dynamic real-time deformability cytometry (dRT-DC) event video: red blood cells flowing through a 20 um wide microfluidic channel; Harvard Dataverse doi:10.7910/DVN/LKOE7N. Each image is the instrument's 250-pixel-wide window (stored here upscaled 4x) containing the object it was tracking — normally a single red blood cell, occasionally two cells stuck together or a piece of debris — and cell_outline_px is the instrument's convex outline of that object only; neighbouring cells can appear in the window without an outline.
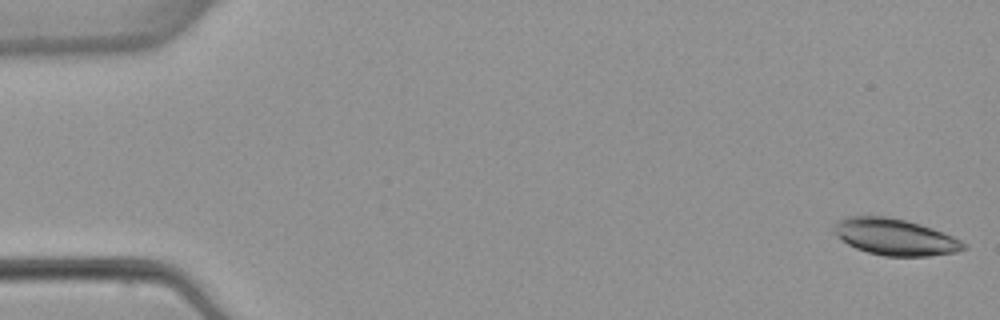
{"species": "common noctule bat (a hibernating species)", "species_latin": "Nyctalus noctula", "temperature_condition": "warm", "stored_images_in_passage": 5, "camera_frame_rate_fps": 3000, "um_per_image_px": 0.085, "animal": {"sex": "female", "body_mass_g": 22.7, "forearm_length_mm": 54.2}, "frame": {"image": 1, "passage_image": 1, "time_ms": 0.0, "image_size_px": [1000, 320], "cell_outline_px": [[968, 248], [956, 252], [928, 256], [884, 256], [868, 252], [856, 248], [848, 244], [836, 236], [832, 232], [832, 224], [836, 220], [844, 216], [888, 216], [920, 224], [944, 232], [968, 244]], "centroid_in_image_um": [76.04, 20.13], "position_along_channel_um": 9.0, "area_um2": 27.92}}